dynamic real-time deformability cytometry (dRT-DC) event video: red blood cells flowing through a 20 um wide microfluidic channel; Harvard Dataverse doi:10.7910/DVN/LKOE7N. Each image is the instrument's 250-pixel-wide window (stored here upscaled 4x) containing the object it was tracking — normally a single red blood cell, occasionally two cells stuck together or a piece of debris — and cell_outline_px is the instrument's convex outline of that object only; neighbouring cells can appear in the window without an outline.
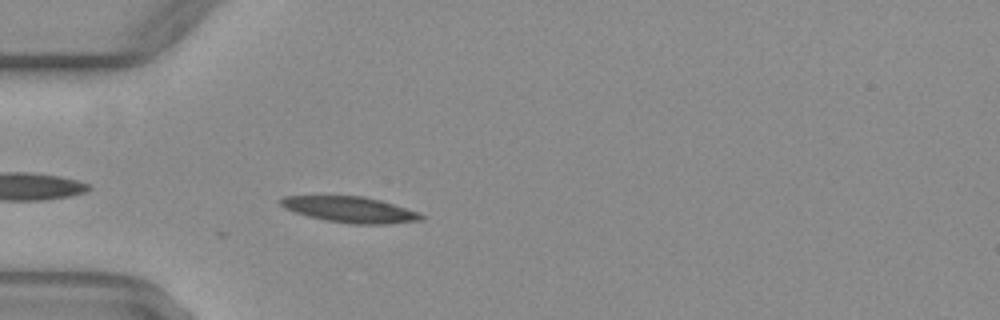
{"species": "common noctule bat (a hibernating species)", "species_latin": "Nyctalus noctula", "temperature_condition": "warm", "stored_images_in_passage": 39, "camera_frame_rate_fps": 3000, "um_per_image_px": 0.085, "animal": {"sex": "female", "body_mass_g": 29.2, "forearm_length_mm": 56.3}, "frame": {"image": 1, "passage_image": 3, "time_ms": 0.667, "image_size_px": [1000, 320], "cell_outline_px": [[424, 220], [388, 224], [352, 224], [324, 220], [308, 216], [284, 208], [280, 204], [280, 196], [364, 196], [380, 200], [420, 212], [424, 216]], "centroid_in_image_um": [29.78, 17.82], "position_along_channel_um": 55.2, "area_um2": 21.27}}
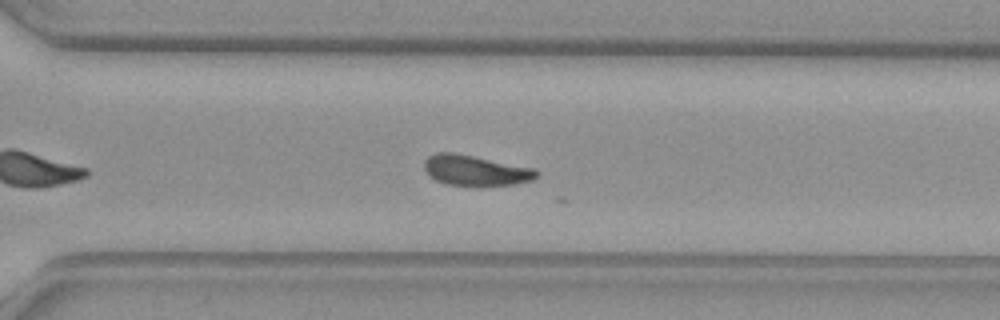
{"frame": {"image": 2, "passage_image": 24, "time_ms": 7.667, "image_size_px": [1000, 320], "cell_outline_px": [[540, 176], [532, 180], [516, 184], [444, 184], [428, 176], [424, 168], [424, 160], [428, 156], [436, 152], [456, 152], [536, 168], [540, 172]], "centroid_in_image_um": [40.43, 14.45], "position_along_channel_um": 330.2, "area_um2": 20.0}}
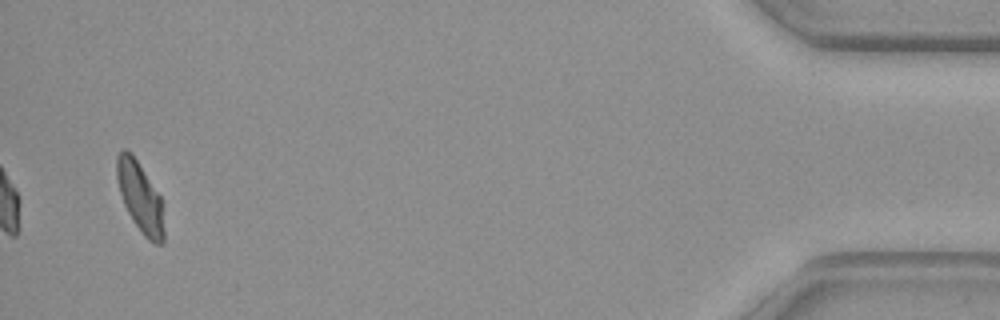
{"frame": {"image": 3, "passage_image": 37, "time_ms": 12.0, "image_size_px": [1000, 320], "cell_outline_px": [[164, 240], [160, 244], [156, 244], [148, 240], [140, 232], [132, 220], [124, 204], [120, 192], [116, 176], [116, 156], [124, 148], [132, 152], [160, 196], [164, 232]], "centroid_in_image_um": [11.89, 16.75], "position_along_channel_um": 423.3, "area_um2": 19.19}}